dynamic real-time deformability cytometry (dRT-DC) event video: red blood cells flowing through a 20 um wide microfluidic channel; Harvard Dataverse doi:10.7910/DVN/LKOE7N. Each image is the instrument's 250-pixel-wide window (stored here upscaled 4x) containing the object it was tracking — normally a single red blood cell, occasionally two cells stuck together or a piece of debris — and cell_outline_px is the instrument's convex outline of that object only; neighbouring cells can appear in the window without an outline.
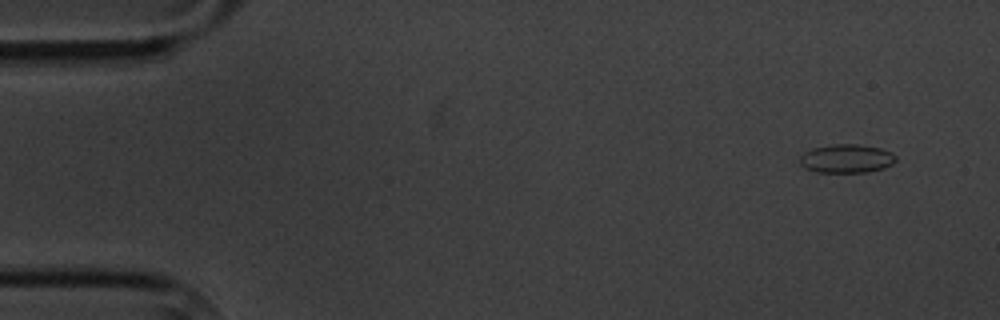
{"species": "common noctule bat (a hibernating species)", "species_latin": "Nyctalus noctula", "temperature_condition": "cold", "stored_images_in_passage": 4, "camera_frame_rate_fps": 3000, "um_per_image_px": 0.085, "animal": {"sex": "male", "body_mass_g": 20.1, "forearm_length_mm": 53.5}, "frame": {"image": 1, "passage_image": 1, "time_ms": 0.0, "image_size_px": [1000, 320], "cell_outline_px": [[896, 160], [892, 164], [884, 168], [868, 172], [816, 172], [804, 168], [800, 164], [800, 156], [804, 152], [812, 148], [832, 144], [856, 144], [880, 148], [892, 152], [896, 156]], "centroid_in_image_um": [71.95, 13.48], "position_along_channel_um": 13.1, "area_um2": 16.13}}
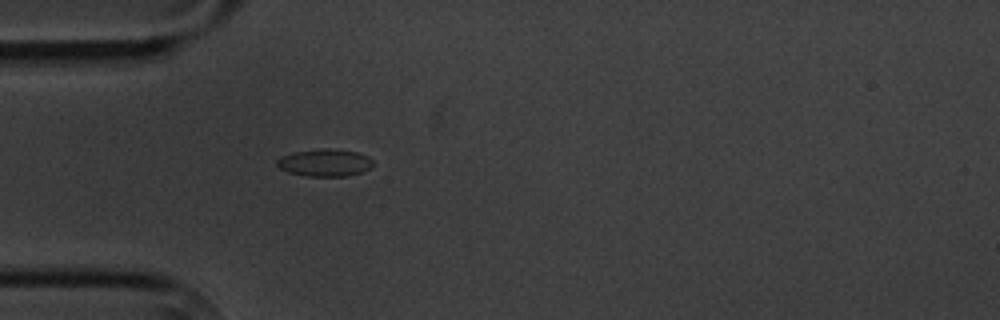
{"frame": {"image": 2, "passage_image": 4, "time_ms": 4.333, "image_size_px": [1000, 320], "cell_outline_px": [[372, 168], [360, 172], [344, 176], [304, 176], [288, 172], [280, 168], [276, 164], [276, 160], [280, 156], [292, 152], [320, 148], [328, 148], [360, 152], [368, 156], [372, 160]], "centroid_in_image_um": [27.59, 13.81], "position_along_channel_um": 57.4, "area_um2": 15.49}}